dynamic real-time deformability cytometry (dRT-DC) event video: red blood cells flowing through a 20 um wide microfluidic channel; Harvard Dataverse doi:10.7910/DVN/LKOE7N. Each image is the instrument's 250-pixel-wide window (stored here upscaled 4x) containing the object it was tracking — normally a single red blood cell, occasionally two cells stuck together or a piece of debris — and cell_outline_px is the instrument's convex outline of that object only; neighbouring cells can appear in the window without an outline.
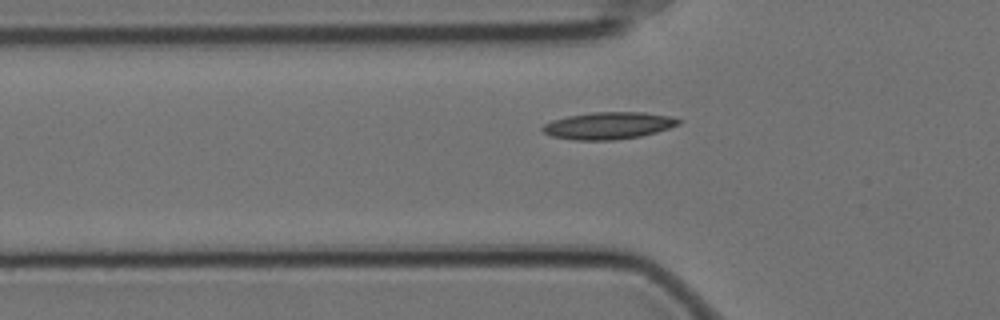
{"species": "Egyptian fruit bat (a non-hibernating species)", "species_latin": "Rousettus aegyptiacus", "temperature_condition": "cold", "stored_images_in_passage": 41, "camera_frame_rate_fps": 3000, "um_per_image_px": 0.085, "animal": {"sex": "female"}, "frame": {"image": 1, "passage_image": 2, "time_ms": 0.333, "image_size_px": [1000, 320], "cell_outline_px": [[684, 120], [680, 124], [656, 132], [640, 136], [616, 140], [576, 140], [552, 136], [544, 132], [540, 128], [544, 124], [552, 120], [568, 116], [592, 112], [644, 112], [672, 116]], "centroid_in_image_um": [51.75, 10.67], "position_along_channel_um": 74.0, "area_um2": 21.56}}
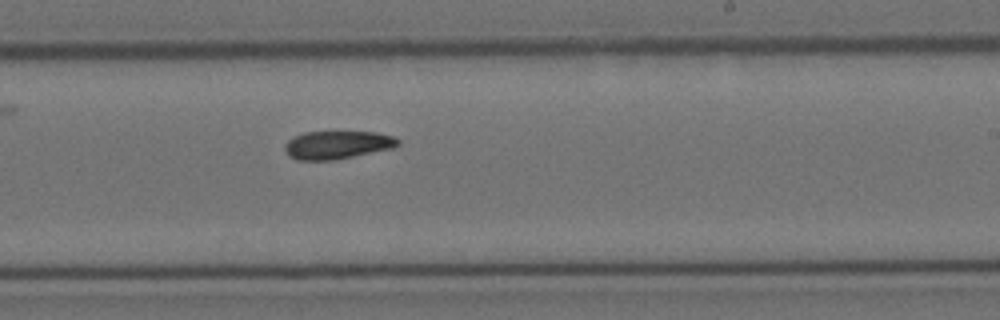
{"frame": {"image": 2, "passage_image": 18, "time_ms": 5.667, "image_size_px": [1000, 320], "cell_outline_px": [[400, 144], [392, 148], [336, 160], [296, 160], [288, 156], [284, 148], [284, 144], [292, 136], [304, 132], [376, 132], [392, 136], [400, 140]], "centroid_in_image_um": [28.63, 12.32], "position_along_channel_um": 260.4, "area_um2": 18.67}}
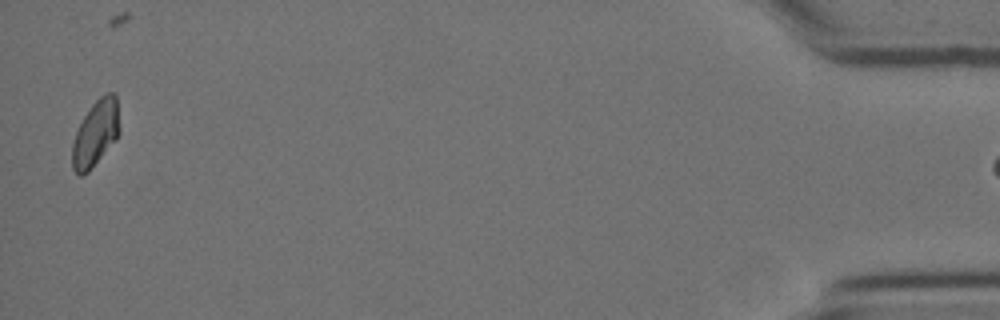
{"frame": {"image": 3, "passage_image": 40, "time_ms": 13.0, "image_size_px": [1000, 320], "cell_outline_px": [[120, 132], [116, 140], [88, 172], [80, 176], [72, 168], [72, 144], [76, 132], [84, 116], [92, 104], [100, 96], [108, 92], [112, 92], [116, 96], [120, 128]], "centroid_in_image_um": [8.14, 11.34], "position_along_channel_um": 427.1, "area_um2": 18.15}}